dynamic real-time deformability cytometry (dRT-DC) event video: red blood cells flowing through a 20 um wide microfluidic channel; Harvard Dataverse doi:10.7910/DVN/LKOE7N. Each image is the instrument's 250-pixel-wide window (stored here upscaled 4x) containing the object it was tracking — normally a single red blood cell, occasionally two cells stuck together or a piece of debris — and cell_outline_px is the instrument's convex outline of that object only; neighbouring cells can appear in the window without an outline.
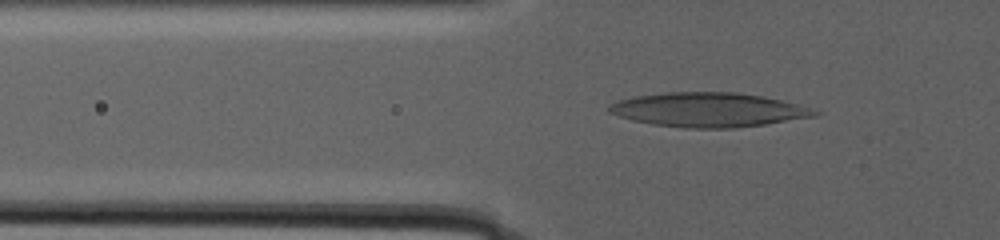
{"species": "human", "species_latin": "Homo sapiens", "temperature_condition": "warm", "stored_images_in_passage": 98, "camera_frame_rate_fps": 3000, "um_per_image_px": 0.085, "donor": {"sex": "male"}, "frame": {"image": 1, "passage_image": 35, "time_ms": 13.333, "image_size_px": [1000, 240], "cell_outline_px": [[820, 112], [816, 116], [764, 124], [736, 128], [684, 128], [652, 124], [632, 120], [608, 112], [604, 108], [608, 104], [616, 100], [632, 96], [664, 92], [736, 92], [764, 96], [796, 104]], "centroid_in_image_um": [60.12, 9.32], "position_along_channel_um": 65.7, "area_um2": 41.27}}
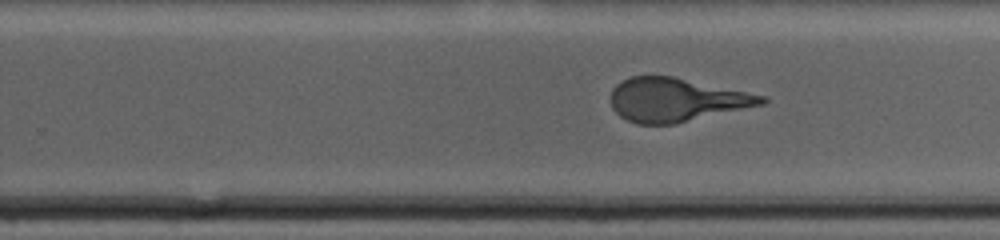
{"frame": {"image": 2, "passage_image": 63, "time_ms": 23.667, "image_size_px": [1000, 240], "cell_outline_px": [[768, 100], [764, 104], [676, 124], [636, 124], [620, 116], [612, 108], [612, 88], [616, 84], [632, 76], [672, 76], [768, 96]], "centroid_in_image_um": [57.5, 8.49], "position_along_channel_um": 272.3, "area_um2": 38.26}}
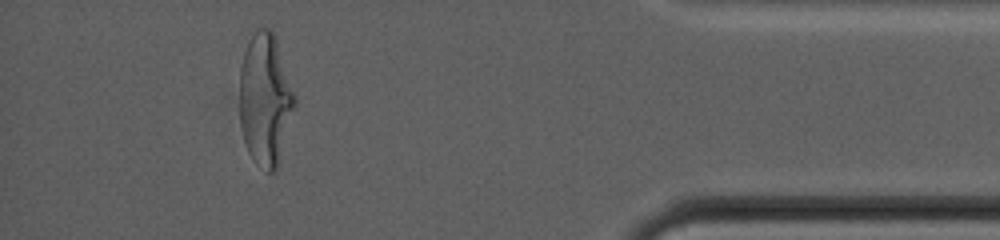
{"frame": {"image": 3, "passage_image": 97, "time_ms": 32.0, "image_size_px": [1000, 240], "cell_outline_px": [[296, 104], [280, 164], [272, 172], [268, 172], [252, 160], [248, 152], [244, 140], [240, 124], [240, 68], [244, 52], [248, 40], [256, 28], [272, 28], [296, 96]], "centroid_in_image_um": [22.56, 8.47], "position_along_channel_um": 412.6, "area_um2": 42.89}}